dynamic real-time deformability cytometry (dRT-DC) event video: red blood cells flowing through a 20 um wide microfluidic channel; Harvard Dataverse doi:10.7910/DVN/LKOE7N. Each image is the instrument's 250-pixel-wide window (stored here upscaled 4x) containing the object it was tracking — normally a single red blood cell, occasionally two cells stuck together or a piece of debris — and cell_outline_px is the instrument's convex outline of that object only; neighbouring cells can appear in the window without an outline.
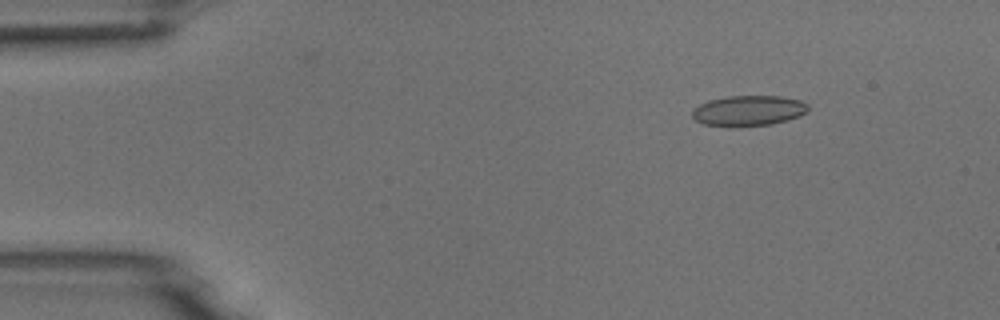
{"species": "common noctule bat (a hibernating species)", "species_latin": "Nyctalus noctula", "temperature_condition": "room temperature", "stored_images_in_passage": 4, "camera_frame_rate_fps": 3000, "um_per_image_px": 0.085, "animal": {"sex": "male", "body_mass_g": 18.8}, "frame": {"image": 1, "passage_image": 2, "time_ms": 1.333, "image_size_px": [1000, 320], "cell_outline_px": [[808, 108], [800, 116], [788, 120], [772, 124], [732, 128], [704, 124], [696, 120], [692, 116], [692, 108], [708, 100], [728, 96], [780, 96], [800, 100], [808, 104]], "centroid_in_image_um": [63.59, 9.42], "position_along_channel_um": 21.4, "area_um2": 20.87}}